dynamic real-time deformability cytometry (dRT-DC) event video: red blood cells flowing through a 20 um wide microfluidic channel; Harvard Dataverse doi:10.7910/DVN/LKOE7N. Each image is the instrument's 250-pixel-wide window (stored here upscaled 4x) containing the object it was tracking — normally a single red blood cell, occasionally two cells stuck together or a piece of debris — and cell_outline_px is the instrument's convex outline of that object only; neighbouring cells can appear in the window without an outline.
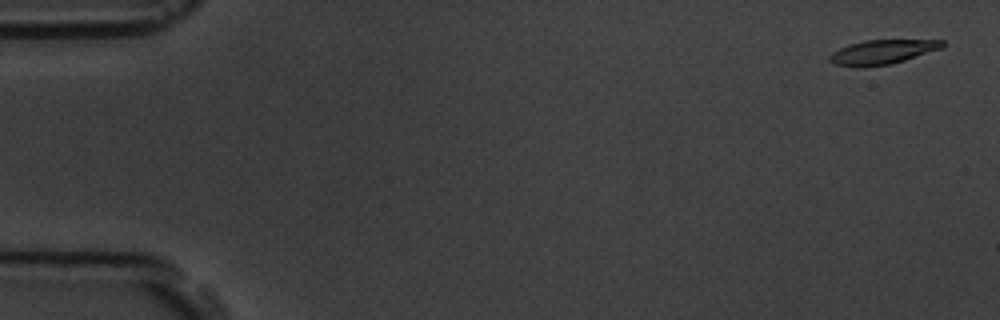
{"species": "common noctule bat (a hibernating species)", "species_latin": "Nyctalus noctula", "temperature_condition": "room temperature", "stored_images_in_passage": 11, "camera_frame_rate_fps": 3000, "um_per_image_px": 0.085, "animal": {"sex": "male", "body_mass_g": 19.5, "forearm_length_mm": 54.6}, "frame": {"image": 1, "passage_image": 1, "time_ms": 0.0, "image_size_px": [1000, 320], "cell_outline_px": [[944, 44], [940, 48], [904, 60], [888, 64], [860, 68], [836, 64], [828, 60], [828, 56], [832, 52], [848, 44], [864, 40], [944, 40]], "centroid_in_image_um": [74.92, 4.42], "position_along_channel_um": 10.1, "area_um2": 15.84}}
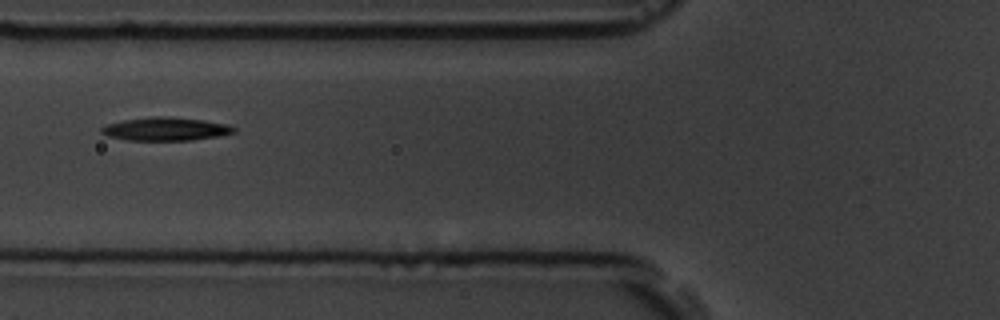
{"frame": {"image": 2, "passage_image": 6, "time_ms": 6.667, "image_size_px": [1000, 320], "cell_outline_px": [[236, 132], [220, 136], [192, 140], [128, 140], [108, 136], [100, 132], [100, 128], [104, 124], [124, 120], [152, 116], [168, 116], [204, 120], [228, 124], [236, 128]], "centroid_in_image_um": [14.08, 10.96], "position_along_channel_um": 111.7, "area_um2": 18.15}}
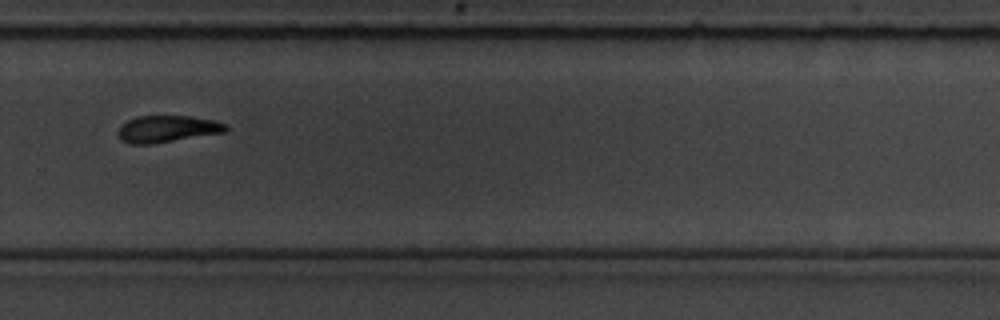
{"frame": {"image": 3, "passage_image": 11, "time_ms": 12.333, "image_size_px": [1000, 320], "cell_outline_px": [[228, 128], [224, 132], [152, 144], [128, 144], [120, 140], [116, 132], [120, 124], [136, 116], [188, 116], [216, 120], [228, 124]], "centroid_in_image_um": [14.17, 10.96], "position_along_channel_um": 315.6, "area_um2": 17.05}}